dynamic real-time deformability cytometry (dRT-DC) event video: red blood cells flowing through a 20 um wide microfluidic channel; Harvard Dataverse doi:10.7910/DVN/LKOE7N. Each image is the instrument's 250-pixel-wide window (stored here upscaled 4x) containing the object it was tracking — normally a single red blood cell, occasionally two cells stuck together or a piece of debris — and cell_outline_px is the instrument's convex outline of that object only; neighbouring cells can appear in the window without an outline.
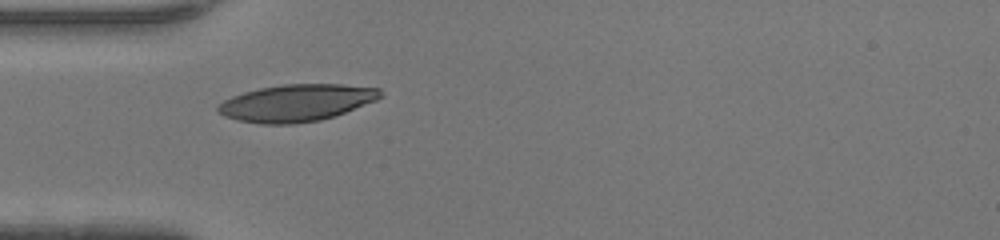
{"species": "human", "species_latin": "Homo sapiens", "temperature_condition": "warm", "stored_images_in_passage": 12, "camera_frame_rate_fps": 3000, "um_per_image_px": 0.085, "donor": {"sex": "female"}, "frame": {"image": 1, "passage_image": 1, "time_ms": 0.0, "image_size_px": [1000, 240], "cell_outline_px": [[360, 100], [356, 104], [340, 112], [328, 116], [304, 120], [260, 120], [276, 88], [356, 88]], "centroid_in_image_um": [26.25, 8.76], "position_along_channel_um": 58.7, "area_um2": 18.32}}